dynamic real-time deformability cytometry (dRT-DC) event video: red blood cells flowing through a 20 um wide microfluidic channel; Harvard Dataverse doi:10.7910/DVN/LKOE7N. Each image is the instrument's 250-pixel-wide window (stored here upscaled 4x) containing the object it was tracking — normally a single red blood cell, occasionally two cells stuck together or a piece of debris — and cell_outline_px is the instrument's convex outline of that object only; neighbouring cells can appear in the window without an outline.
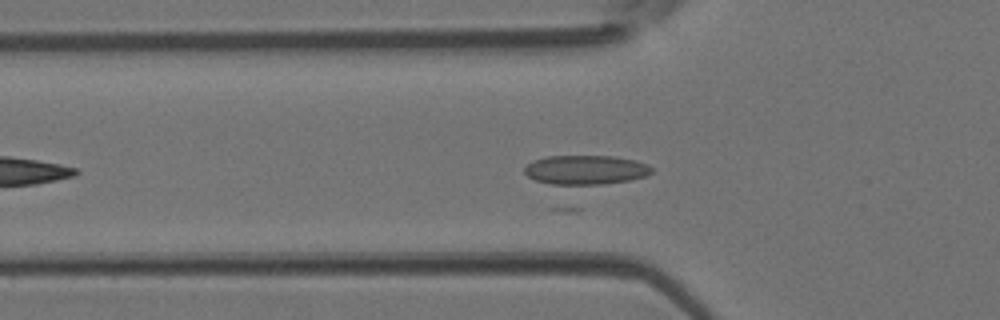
{"species": "Egyptian fruit bat (a non-hibernating species)", "species_latin": "Rousettus aegyptiacus", "temperature_condition": "room temperature", "stored_images_in_passage": 19, "camera_frame_rate_fps": 3000, "um_per_image_px": 0.085, "animal": {"sex": "female"}, "frame": {"image": 1, "passage_image": 8, "time_ms": 2.333, "image_size_px": [1000, 320], "cell_outline_px": [[652, 172], [644, 176], [628, 180], [604, 184], [552, 184], [536, 180], [528, 176], [524, 172], [524, 168], [532, 160], [544, 156], [612, 156], [636, 160], [648, 164], [652, 168]], "centroid_in_image_um": [49.76, 14.42], "position_along_channel_um": 76.0, "area_um2": 21.62}}
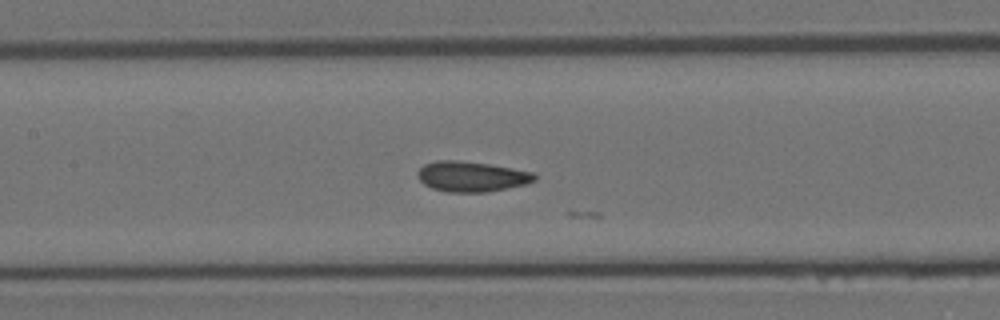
{"frame": {"image": 2, "passage_image": 14, "time_ms": 4.333, "image_size_px": [1000, 320], "cell_outline_px": [[536, 180], [524, 184], [484, 192], [448, 192], [432, 188], [424, 184], [420, 180], [416, 172], [424, 164], [436, 160], [456, 160], [488, 164], [512, 168], [532, 172], [536, 176]], "centroid_in_image_um": [40.03, 14.99], "position_along_channel_um": 167.4, "area_um2": 20.4}}
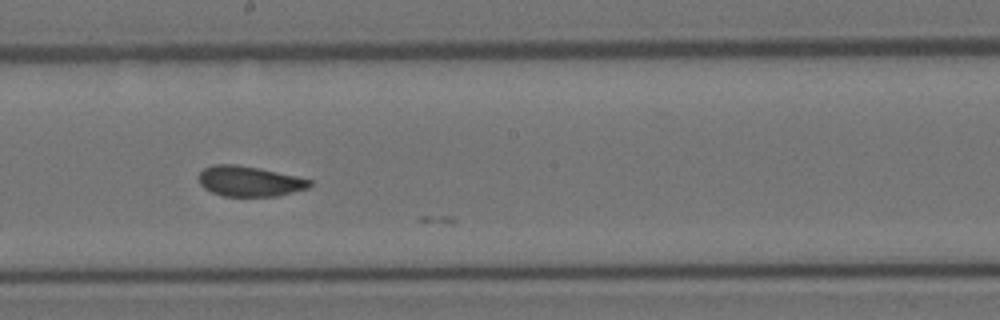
{"frame": {"image": 3, "passage_image": 18, "time_ms": 5.667, "image_size_px": [1000, 320], "cell_outline_px": [[312, 184], [308, 188], [276, 196], [224, 196], [212, 192], [204, 188], [200, 184], [200, 172], [204, 168], [212, 164], [236, 164], [260, 168], [296, 176], [312, 180]], "centroid_in_image_um": [21.2, 15.4], "position_along_channel_um": 227.0, "area_um2": 19.54}}